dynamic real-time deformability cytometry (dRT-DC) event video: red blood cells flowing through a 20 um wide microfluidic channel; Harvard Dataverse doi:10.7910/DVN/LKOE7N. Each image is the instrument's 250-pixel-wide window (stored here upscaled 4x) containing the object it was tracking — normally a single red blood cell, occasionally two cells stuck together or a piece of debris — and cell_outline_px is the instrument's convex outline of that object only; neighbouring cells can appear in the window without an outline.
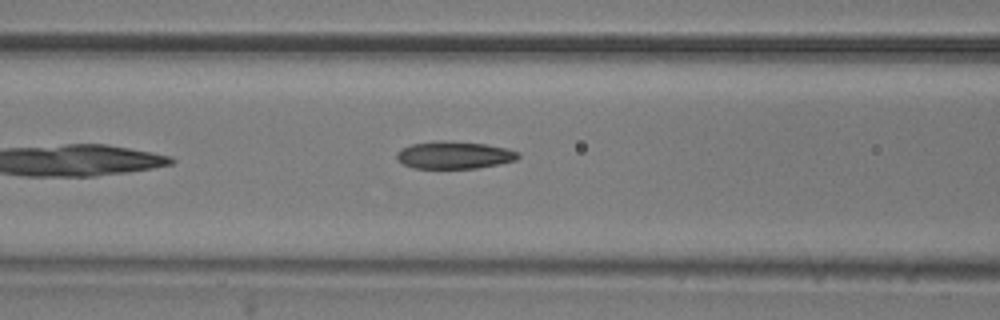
{"species": "common noctule bat (a hibernating species)", "species_latin": "Nyctalus noctula", "temperature_condition": "room temperature", "stored_images_in_passage": 6, "camera_frame_rate_fps": 3000, "um_per_image_px": 0.085, "animal": {"sex": "male", "body_mass_g": 20.5, "forearm_length_mm": 52.5}, "frame": {"image": 1, "passage_image": 6, "time_ms": 6.0, "image_size_px": [1000, 320], "cell_outline_px": [[520, 156], [516, 160], [500, 164], [476, 168], [416, 168], [404, 164], [396, 160], [396, 152], [400, 148], [412, 144], [440, 140], [444, 140], [484, 144], [508, 148], [520, 152]], "centroid_in_image_um": [38.61, 13.17], "position_along_channel_um": 128.0, "area_um2": 19.54}}